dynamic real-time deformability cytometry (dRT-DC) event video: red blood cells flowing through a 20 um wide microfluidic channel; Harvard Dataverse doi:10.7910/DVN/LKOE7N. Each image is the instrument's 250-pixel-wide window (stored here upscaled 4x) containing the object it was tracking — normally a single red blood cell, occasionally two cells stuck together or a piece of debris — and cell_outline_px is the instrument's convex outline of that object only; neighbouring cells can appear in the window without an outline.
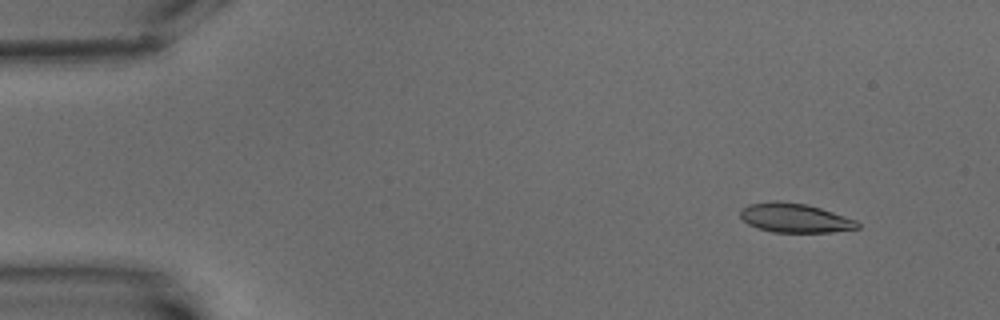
{"species": "common noctule bat (a hibernating species)", "species_latin": "Nyctalus noctula", "temperature_condition": "warm", "stored_images_in_passage": 9, "camera_frame_rate_fps": 3000, "um_per_image_px": 0.085, "animal": {"sex": "male", "body_mass_g": 15.6}, "frame": {"image": 1, "passage_image": 1, "time_ms": 0.0, "image_size_px": [1000, 320], "cell_outline_px": [[860, 228], [832, 232], [772, 232], [748, 224], [740, 216], [740, 208], [748, 204], [776, 200], [780, 200], [808, 204], [856, 220], [860, 224]], "centroid_in_image_um": [67.55, 18.51], "position_along_channel_um": 17.4, "area_um2": 20.0}}
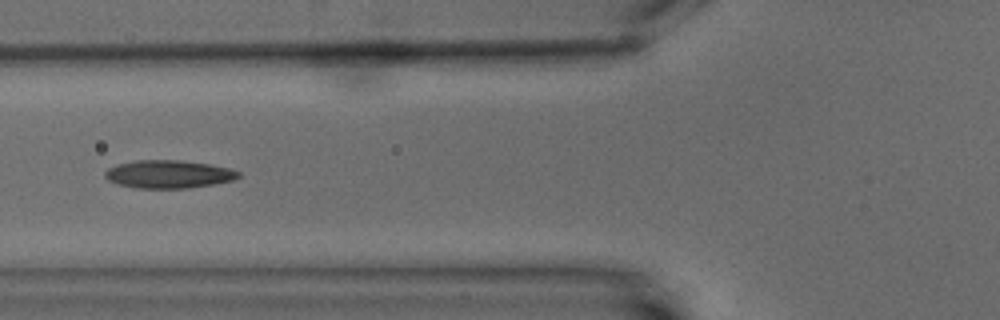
{"frame": {"image": 2, "passage_image": 6, "time_ms": 6.0, "image_size_px": [1000, 320], "cell_outline_px": [[240, 176], [232, 180], [212, 184], [184, 188], [136, 188], [116, 184], [108, 180], [104, 176], [104, 172], [108, 168], [116, 164], [136, 160], [180, 160], [208, 164], [228, 168], [240, 172]], "centroid_in_image_um": [14.26, 14.8], "position_along_channel_um": 111.5, "area_um2": 21.68}}
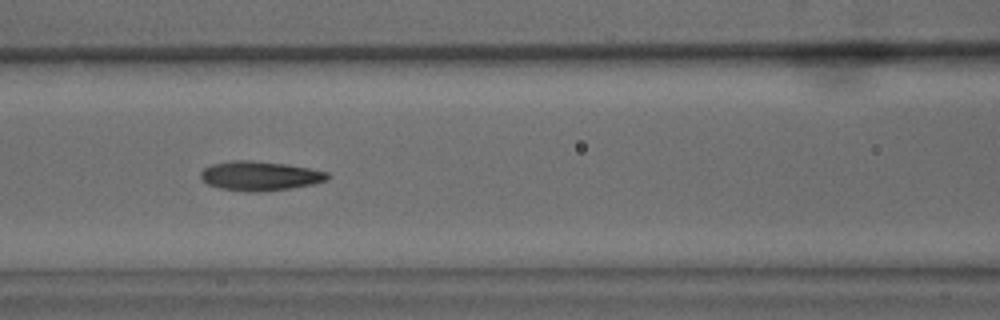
{"frame": {"image": 3, "passage_image": 7, "time_ms": 7.0, "image_size_px": [1000, 320], "cell_outline_px": [[332, 176], [328, 180], [312, 184], [292, 188], [260, 192], [220, 188], [208, 184], [200, 176], [200, 172], [204, 168], [212, 164], [232, 160], [248, 160], [288, 164], [328, 172]], "centroid_in_image_um": [22.13, 14.94], "position_along_channel_um": 144.5, "area_um2": 21.62}}